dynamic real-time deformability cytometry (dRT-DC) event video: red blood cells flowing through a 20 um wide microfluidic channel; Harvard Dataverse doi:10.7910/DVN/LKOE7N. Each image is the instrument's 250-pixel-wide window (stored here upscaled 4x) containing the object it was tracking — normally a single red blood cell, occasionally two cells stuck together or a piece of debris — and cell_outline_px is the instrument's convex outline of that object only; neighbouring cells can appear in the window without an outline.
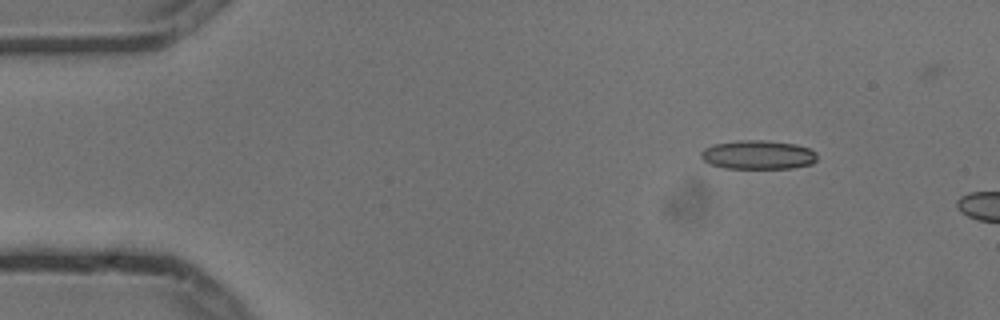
{"species": "common noctule bat (a hibernating species)", "species_latin": "Nyctalus noctula", "temperature_condition": "cold", "stored_images_in_passage": 4, "camera_frame_rate_fps": 3000, "um_per_image_px": 0.085, "animal": {"sex": "male", "body_mass_g": 13.3}, "frame": {"image": 1, "passage_image": 2, "time_ms": 0.333, "image_size_px": [1000, 320], "cell_outline_px": [[816, 160], [812, 164], [792, 168], [724, 168], [708, 164], [700, 156], [700, 152], [704, 148], [712, 144], [736, 140], [768, 140], [796, 144], [808, 148], [816, 152]], "centroid_in_image_um": [64.4, 13.15], "position_along_channel_um": 20.6, "area_um2": 19.83}}